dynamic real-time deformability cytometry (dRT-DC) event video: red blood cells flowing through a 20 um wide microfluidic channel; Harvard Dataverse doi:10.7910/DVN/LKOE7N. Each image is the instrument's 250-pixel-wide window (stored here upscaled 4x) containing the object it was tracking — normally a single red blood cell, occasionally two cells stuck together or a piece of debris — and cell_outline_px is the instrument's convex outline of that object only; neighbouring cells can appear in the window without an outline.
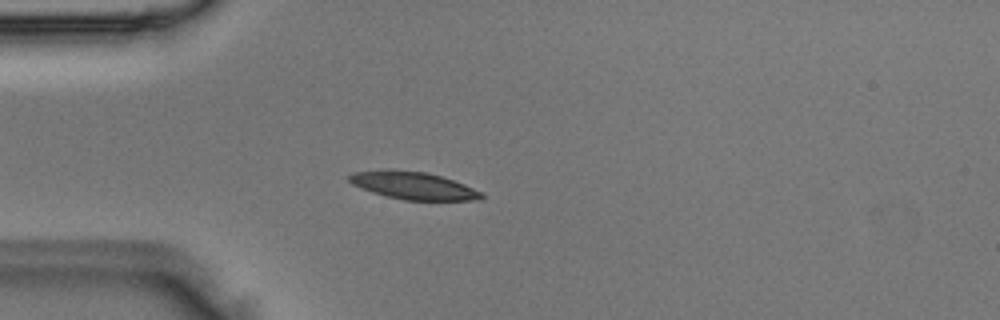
{"species": "Egyptian fruit bat (a non-hibernating species)", "species_latin": "Rousettus aegyptiacus", "temperature_condition": "room temperature", "stored_images_in_passage": 1, "camera_frame_rate_fps": 3000, "um_per_image_px": 0.085, "animal": {"sex": "male"}, "frame": {"image": 1, "passage_image": 1, "time_ms": 0.0, "image_size_px": [1000, 320], "cell_outline_px": [[484, 196], [480, 200], [404, 200], [372, 192], [360, 188], [352, 184], [348, 180], [348, 176], [352, 172], [384, 168], [392, 168], [428, 172], [464, 184], [484, 192]], "centroid_in_image_um": [35.1, 15.75], "position_along_channel_um": 49.9, "area_um2": 21.62}}